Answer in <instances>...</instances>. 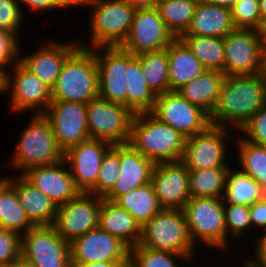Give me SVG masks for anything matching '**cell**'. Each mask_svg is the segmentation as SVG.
<instances>
[{
    "label": "cell",
    "instance_id": "8d00e7d4",
    "mask_svg": "<svg viewBox=\"0 0 266 267\" xmlns=\"http://www.w3.org/2000/svg\"><path fill=\"white\" fill-rule=\"evenodd\" d=\"M235 138L240 164L238 168L254 178L266 192V147L246 141L241 135Z\"/></svg>",
    "mask_w": 266,
    "mask_h": 267
},
{
    "label": "cell",
    "instance_id": "816d5d0a",
    "mask_svg": "<svg viewBox=\"0 0 266 267\" xmlns=\"http://www.w3.org/2000/svg\"><path fill=\"white\" fill-rule=\"evenodd\" d=\"M201 1L231 9L233 4L237 0H201Z\"/></svg>",
    "mask_w": 266,
    "mask_h": 267
},
{
    "label": "cell",
    "instance_id": "4dcf8cb0",
    "mask_svg": "<svg viewBox=\"0 0 266 267\" xmlns=\"http://www.w3.org/2000/svg\"><path fill=\"white\" fill-rule=\"evenodd\" d=\"M266 192L254 178L238 168L230 167L226 176L224 203L251 206L261 200Z\"/></svg>",
    "mask_w": 266,
    "mask_h": 267
},
{
    "label": "cell",
    "instance_id": "5b68a950",
    "mask_svg": "<svg viewBox=\"0 0 266 267\" xmlns=\"http://www.w3.org/2000/svg\"><path fill=\"white\" fill-rule=\"evenodd\" d=\"M20 137L9 159L10 167L21 172L18 174L31 167L51 165L64 159V152L44 114H34Z\"/></svg>",
    "mask_w": 266,
    "mask_h": 267
},
{
    "label": "cell",
    "instance_id": "1f68e13d",
    "mask_svg": "<svg viewBox=\"0 0 266 267\" xmlns=\"http://www.w3.org/2000/svg\"><path fill=\"white\" fill-rule=\"evenodd\" d=\"M202 63L206 70H218L225 75V48L223 38L200 35L179 37Z\"/></svg>",
    "mask_w": 266,
    "mask_h": 267
},
{
    "label": "cell",
    "instance_id": "5bb4252c",
    "mask_svg": "<svg viewBox=\"0 0 266 267\" xmlns=\"http://www.w3.org/2000/svg\"><path fill=\"white\" fill-rule=\"evenodd\" d=\"M101 197L81 192L67 203L57 206L53 226L68 243L98 226Z\"/></svg>",
    "mask_w": 266,
    "mask_h": 267
},
{
    "label": "cell",
    "instance_id": "7a4b0ae2",
    "mask_svg": "<svg viewBox=\"0 0 266 267\" xmlns=\"http://www.w3.org/2000/svg\"><path fill=\"white\" fill-rule=\"evenodd\" d=\"M91 8L89 46L79 43V46L95 48L101 46H121L127 39L136 9L125 0H76V7ZM85 44V45H84Z\"/></svg>",
    "mask_w": 266,
    "mask_h": 267
},
{
    "label": "cell",
    "instance_id": "bcb514c9",
    "mask_svg": "<svg viewBox=\"0 0 266 267\" xmlns=\"http://www.w3.org/2000/svg\"><path fill=\"white\" fill-rule=\"evenodd\" d=\"M18 5L21 3L26 5V9L31 12H47L54 9H64L68 7H76V0H17ZM21 2V3H20Z\"/></svg>",
    "mask_w": 266,
    "mask_h": 267
},
{
    "label": "cell",
    "instance_id": "836d02e7",
    "mask_svg": "<svg viewBox=\"0 0 266 267\" xmlns=\"http://www.w3.org/2000/svg\"><path fill=\"white\" fill-rule=\"evenodd\" d=\"M33 226L20 204L15 188L8 183L0 193V228L22 235Z\"/></svg>",
    "mask_w": 266,
    "mask_h": 267
},
{
    "label": "cell",
    "instance_id": "60d3db41",
    "mask_svg": "<svg viewBox=\"0 0 266 267\" xmlns=\"http://www.w3.org/2000/svg\"><path fill=\"white\" fill-rule=\"evenodd\" d=\"M232 20L235 28H261L259 0H237L231 8Z\"/></svg>",
    "mask_w": 266,
    "mask_h": 267
},
{
    "label": "cell",
    "instance_id": "7c38bea8",
    "mask_svg": "<svg viewBox=\"0 0 266 267\" xmlns=\"http://www.w3.org/2000/svg\"><path fill=\"white\" fill-rule=\"evenodd\" d=\"M21 256L36 267H67L70 243L53 225L33 226L21 235Z\"/></svg>",
    "mask_w": 266,
    "mask_h": 267
},
{
    "label": "cell",
    "instance_id": "9f6ffc18",
    "mask_svg": "<svg viewBox=\"0 0 266 267\" xmlns=\"http://www.w3.org/2000/svg\"><path fill=\"white\" fill-rule=\"evenodd\" d=\"M9 183V177L5 175V177L3 176L2 178L0 177V193L1 190Z\"/></svg>",
    "mask_w": 266,
    "mask_h": 267
},
{
    "label": "cell",
    "instance_id": "f6af8a7d",
    "mask_svg": "<svg viewBox=\"0 0 266 267\" xmlns=\"http://www.w3.org/2000/svg\"><path fill=\"white\" fill-rule=\"evenodd\" d=\"M21 256V235L0 228V265H11Z\"/></svg>",
    "mask_w": 266,
    "mask_h": 267
},
{
    "label": "cell",
    "instance_id": "2e32d148",
    "mask_svg": "<svg viewBox=\"0 0 266 267\" xmlns=\"http://www.w3.org/2000/svg\"><path fill=\"white\" fill-rule=\"evenodd\" d=\"M97 61L99 97L127 107V51L121 46L94 48Z\"/></svg>",
    "mask_w": 266,
    "mask_h": 267
},
{
    "label": "cell",
    "instance_id": "52a82bcc",
    "mask_svg": "<svg viewBox=\"0 0 266 267\" xmlns=\"http://www.w3.org/2000/svg\"><path fill=\"white\" fill-rule=\"evenodd\" d=\"M139 244L155 250L168 251L195 258L196 247L189 235L182 209H162L142 227Z\"/></svg>",
    "mask_w": 266,
    "mask_h": 267
},
{
    "label": "cell",
    "instance_id": "7402d4cb",
    "mask_svg": "<svg viewBox=\"0 0 266 267\" xmlns=\"http://www.w3.org/2000/svg\"><path fill=\"white\" fill-rule=\"evenodd\" d=\"M66 42L45 40L39 50L29 55L19 52V62L52 89L66 58L79 46V42L74 43L73 40Z\"/></svg>",
    "mask_w": 266,
    "mask_h": 267
},
{
    "label": "cell",
    "instance_id": "ba28073f",
    "mask_svg": "<svg viewBox=\"0 0 266 267\" xmlns=\"http://www.w3.org/2000/svg\"><path fill=\"white\" fill-rule=\"evenodd\" d=\"M90 138L114 144L128 143L135 113L124 104L97 97L86 104Z\"/></svg>",
    "mask_w": 266,
    "mask_h": 267
},
{
    "label": "cell",
    "instance_id": "ab89813d",
    "mask_svg": "<svg viewBox=\"0 0 266 267\" xmlns=\"http://www.w3.org/2000/svg\"><path fill=\"white\" fill-rule=\"evenodd\" d=\"M224 214L228 249L229 245L232 246L231 239H238L237 241H239L245 234L247 237L248 230L252 229V225L249 217V206L224 203Z\"/></svg>",
    "mask_w": 266,
    "mask_h": 267
},
{
    "label": "cell",
    "instance_id": "d4e9b609",
    "mask_svg": "<svg viewBox=\"0 0 266 267\" xmlns=\"http://www.w3.org/2000/svg\"><path fill=\"white\" fill-rule=\"evenodd\" d=\"M234 29L231 9L199 0L191 24L182 35L223 38Z\"/></svg>",
    "mask_w": 266,
    "mask_h": 267
},
{
    "label": "cell",
    "instance_id": "db71d44e",
    "mask_svg": "<svg viewBox=\"0 0 266 267\" xmlns=\"http://www.w3.org/2000/svg\"><path fill=\"white\" fill-rule=\"evenodd\" d=\"M261 26L266 22V0H259Z\"/></svg>",
    "mask_w": 266,
    "mask_h": 267
},
{
    "label": "cell",
    "instance_id": "6da1fadb",
    "mask_svg": "<svg viewBox=\"0 0 266 267\" xmlns=\"http://www.w3.org/2000/svg\"><path fill=\"white\" fill-rule=\"evenodd\" d=\"M265 103V73L225 76L210 123L239 132Z\"/></svg>",
    "mask_w": 266,
    "mask_h": 267
},
{
    "label": "cell",
    "instance_id": "7dc6e473",
    "mask_svg": "<svg viewBox=\"0 0 266 267\" xmlns=\"http://www.w3.org/2000/svg\"><path fill=\"white\" fill-rule=\"evenodd\" d=\"M249 217L254 231H266V195L253 205L249 206ZM258 229V230H256Z\"/></svg>",
    "mask_w": 266,
    "mask_h": 267
},
{
    "label": "cell",
    "instance_id": "4fadbf2b",
    "mask_svg": "<svg viewBox=\"0 0 266 267\" xmlns=\"http://www.w3.org/2000/svg\"><path fill=\"white\" fill-rule=\"evenodd\" d=\"M150 113L186 138L204 131L211 124L209 115L205 111L176 91L156 95Z\"/></svg>",
    "mask_w": 266,
    "mask_h": 267
},
{
    "label": "cell",
    "instance_id": "680465c9",
    "mask_svg": "<svg viewBox=\"0 0 266 267\" xmlns=\"http://www.w3.org/2000/svg\"><path fill=\"white\" fill-rule=\"evenodd\" d=\"M119 267H133V265L130 262H128V263L121 265Z\"/></svg>",
    "mask_w": 266,
    "mask_h": 267
},
{
    "label": "cell",
    "instance_id": "ffe728a7",
    "mask_svg": "<svg viewBox=\"0 0 266 267\" xmlns=\"http://www.w3.org/2000/svg\"><path fill=\"white\" fill-rule=\"evenodd\" d=\"M71 259L81 263L129 261L130 248L99 226L70 243Z\"/></svg>",
    "mask_w": 266,
    "mask_h": 267
},
{
    "label": "cell",
    "instance_id": "44dd1931",
    "mask_svg": "<svg viewBox=\"0 0 266 267\" xmlns=\"http://www.w3.org/2000/svg\"><path fill=\"white\" fill-rule=\"evenodd\" d=\"M21 175L49 197L56 206L67 203L81 193L65 159L51 165L31 167Z\"/></svg>",
    "mask_w": 266,
    "mask_h": 267
},
{
    "label": "cell",
    "instance_id": "74e56055",
    "mask_svg": "<svg viewBox=\"0 0 266 267\" xmlns=\"http://www.w3.org/2000/svg\"><path fill=\"white\" fill-rule=\"evenodd\" d=\"M193 259L188 255L155 250L140 244L130 248L129 256V262L133 267H181L177 260L190 263Z\"/></svg>",
    "mask_w": 266,
    "mask_h": 267
},
{
    "label": "cell",
    "instance_id": "681fc988",
    "mask_svg": "<svg viewBox=\"0 0 266 267\" xmlns=\"http://www.w3.org/2000/svg\"><path fill=\"white\" fill-rule=\"evenodd\" d=\"M129 261H99L93 263L76 262L70 258L67 267H119Z\"/></svg>",
    "mask_w": 266,
    "mask_h": 267
},
{
    "label": "cell",
    "instance_id": "e575fe53",
    "mask_svg": "<svg viewBox=\"0 0 266 267\" xmlns=\"http://www.w3.org/2000/svg\"><path fill=\"white\" fill-rule=\"evenodd\" d=\"M140 59L145 81L155 95L169 92V62L167 48L141 53Z\"/></svg>",
    "mask_w": 266,
    "mask_h": 267
},
{
    "label": "cell",
    "instance_id": "f907efd6",
    "mask_svg": "<svg viewBox=\"0 0 266 267\" xmlns=\"http://www.w3.org/2000/svg\"><path fill=\"white\" fill-rule=\"evenodd\" d=\"M135 9L153 8L157 6L159 0H125Z\"/></svg>",
    "mask_w": 266,
    "mask_h": 267
},
{
    "label": "cell",
    "instance_id": "f546056e",
    "mask_svg": "<svg viewBox=\"0 0 266 267\" xmlns=\"http://www.w3.org/2000/svg\"><path fill=\"white\" fill-rule=\"evenodd\" d=\"M114 203L128 211L141 227L163 209L151 182L119 196Z\"/></svg>",
    "mask_w": 266,
    "mask_h": 267
},
{
    "label": "cell",
    "instance_id": "11a10c76",
    "mask_svg": "<svg viewBox=\"0 0 266 267\" xmlns=\"http://www.w3.org/2000/svg\"><path fill=\"white\" fill-rule=\"evenodd\" d=\"M259 31H260V35H261V40L263 42V46L266 50V22L262 24Z\"/></svg>",
    "mask_w": 266,
    "mask_h": 267
},
{
    "label": "cell",
    "instance_id": "ac0fdd59",
    "mask_svg": "<svg viewBox=\"0 0 266 267\" xmlns=\"http://www.w3.org/2000/svg\"><path fill=\"white\" fill-rule=\"evenodd\" d=\"M112 144L95 138H89L70 147L64 153L76 187L88 193L97 182L101 162Z\"/></svg>",
    "mask_w": 266,
    "mask_h": 267
},
{
    "label": "cell",
    "instance_id": "277c9868",
    "mask_svg": "<svg viewBox=\"0 0 266 267\" xmlns=\"http://www.w3.org/2000/svg\"><path fill=\"white\" fill-rule=\"evenodd\" d=\"M186 137L150 112L135 113L129 143L155 163L182 159Z\"/></svg>",
    "mask_w": 266,
    "mask_h": 267
},
{
    "label": "cell",
    "instance_id": "83f0119b",
    "mask_svg": "<svg viewBox=\"0 0 266 267\" xmlns=\"http://www.w3.org/2000/svg\"><path fill=\"white\" fill-rule=\"evenodd\" d=\"M224 77L221 71L206 70L176 92L210 116L217 104Z\"/></svg>",
    "mask_w": 266,
    "mask_h": 267
},
{
    "label": "cell",
    "instance_id": "f35d334b",
    "mask_svg": "<svg viewBox=\"0 0 266 267\" xmlns=\"http://www.w3.org/2000/svg\"><path fill=\"white\" fill-rule=\"evenodd\" d=\"M120 172V144H114L104 155L96 185L88 192L104 198L116 185Z\"/></svg>",
    "mask_w": 266,
    "mask_h": 267
},
{
    "label": "cell",
    "instance_id": "7bdbcfd3",
    "mask_svg": "<svg viewBox=\"0 0 266 267\" xmlns=\"http://www.w3.org/2000/svg\"><path fill=\"white\" fill-rule=\"evenodd\" d=\"M22 6L17 0H0V29L13 33L16 37L24 22Z\"/></svg>",
    "mask_w": 266,
    "mask_h": 267
},
{
    "label": "cell",
    "instance_id": "d6986e66",
    "mask_svg": "<svg viewBox=\"0 0 266 267\" xmlns=\"http://www.w3.org/2000/svg\"><path fill=\"white\" fill-rule=\"evenodd\" d=\"M151 183L163 209H183L191 198L188 169L181 160L156 163Z\"/></svg>",
    "mask_w": 266,
    "mask_h": 267
},
{
    "label": "cell",
    "instance_id": "f5cc1de1",
    "mask_svg": "<svg viewBox=\"0 0 266 267\" xmlns=\"http://www.w3.org/2000/svg\"><path fill=\"white\" fill-rule=\"evenodd\" d=\"M12 267H36L33 263L25 260L20 256L15 262L12 263Z\"/></svg>",
    "mask_w": 266,
    "mask_h": 267
},
{
    "label": "cell",
    "instance_id": "3957f363",
    "mask_svg": "<svg viewBox=\"0 0 266 267\" xmlns=\"http://www.w3.org/2000/svg\"><path fill=\"white\" fill-rule=\"evenodd\" d=\"M99 97V80L94 48L78 46L65 60L55 86L52 101L87 104Z\"/></svg>",
    "mask_w": 266,
    "mask_h": 267
},
{
    "label": "cell",
    "instance_id": "f1b7e54d",
    "mask_svg": "<svg viewBox=\"0 0 266 267\" xmlns=\"http://www.w3.org/2000/svg\"><path fill=\"white\" fill-rule=\"evenodd\" d=\"M127 107L134 113L150 112L155 104L156 95L148 87L140 59L127 51Z\"/></svg>",
    "mask_w": 266,
    "mask_h": 267
},
{
    "label": "cell",
    "instance_id": "8992f818",
    "mask_svg": "<svg viewBox=\"0 0 266 267\" xmlns=\"http://www.w3.org/2000/svg\"><path fill=\"white\" fill-rule=\"evenodd\" d=\"M184 211L188 232L193 244L203 243L219 251L227 250L224 202L222 198L191 197Z\"/></svg>",
    "mask_w": 266,
    "mask_h": 267
},
{
    "label": "cell",
    "instance_id": "8fae6325",
    "mask_svg": "<svg viewBox=\"0 0 266 267\" xmlns=\"http://www.w3.org/2000/svg\"><path fill=\"white\" fill-rule=\"evenodd\" d=\"M230 131L229 128L210 124L204 131L187 137L181 161L188 170L231 167L227 162Z\"/></svg>",
    "mask_w": 266,
    "mask_h": 267
},
{
    "label": "cell",
    "instance_id": "d6a6232c",
    "mask_svg": "<svg viewBox=\"0 0 266 267\" xmlns=\"http://www.w3.org/2000/svg\"><path fill=\"white\" fill-rule=\"evenodd\" d=\"M199 0H159L156 8L165 26L175 38L185 33L191 24Z\"/></svg>",
    "mask_w": 266,
    "mask_h": 267
},
{
    "label": "cell",
    "instance_id": "9a60e30c",
    "mask_svg": "<svg viewBox=\"0 0 266 267\" xmlns=\"http://www.w3.org/2000/svg\"><path fill=\"white\" fill-rule=\"evenodd\" d=\"M174 39L156 7L136 9L130 33L121 47L137 56L166 49Z\"/></svg>",
    "mask_w": 266,
    "mask_h": 267
},
{
    "label": "cell",
    "instance_id": "4316f807",
    "mask_svg": "<svg viewBox=\"0 0 266 267\" xmlns=\"http://www.w3.org/2000/svg\"><path fill=\"white\" fill-rule=\"evenodd\" d=\"M169 62V91H177L206 71L202 63L180 38L167 47Z\"/></svg>",
    "mask_w": 266,
    "mask_h": 267
},
{
    "label": "cell",
    "instance_id": "cb8c5ba5",
    "mask_svg": "<svg viewBox=\"0 0 266 267\" xmlns=\"http://www.w3.org/2000/svg\"><path fill=\"white\" fill-rule=\"evenodd\" d=\"M9 177L27 218L34 226L53 225L57 206L42 191L30 184L21 174Z\"/></svg>",
    "mask_w": 266,
    "mask_h": 267
},
{
    "label": "cell",
    "instance_id": "603a6c76",
    "mask_svg": "<svg viewBox=\"0 0 266 267\" xmlns=\"http://www.w3.org/2000/svg\"><path fill=\"white\" fill-rule=\"evenodd\" d=\"M155 162L143 156L129 142L120 144V172L114 188L104 197L114 202L119 196L151 182Z\"/></svg>",
    "mask_w": 266,
    "mask_h": 267
},
{
    "label": "cell",
    "instance_id": "ee69618b",
    "mask_svg": "<svg viewBox=\"0 0 266 267\" xmlns=\"http://www.w3.org/2000/svg\"><path fill=\"white\" fill-rule=\"evenodd\" d=\"M240 132L246 141L266 147V103L240 129Z\"/></svg>",
    "mask_w": 266,
    "mask_h": 267
},
{
    "label": "cell",
    "instance_id": "91938a15",
    "mask_svg": "<svg viewBox=\"0 0 266 267\" xmlns=\"http://www.w3.org/2000/svg\"><path fill=\"white\" fill-rule=\"evenodd\" d=\"M264 73L266 75V50H265V69H264Z\"/></svg>",
    "mask_w": 266,
    "mask_h": 267
},
{
    "label": "cell",
    "instance_id": "c3c4849f",
    "mask_svg": "<svg viewBox=\"0 0 266 267\" xmlns=\"http://www.w3.org/2000/svg\"><path fill=\"white\" fill-rule=\"evenodd\" d=\"M253 257L245 258V264L249 267H266V231L258 233ZM256 256V257H255ZM249 259V260H248Z\"/></svg>",
    "mask_w": 266,
    "mask_h": 267
},
{
    "label": "cell",
    "instance_id": "6f0895ef",
    "mask_svg": "<svg viewBox=\"0 0 266 267\" xmlns=\"http://www.w3.org/2000/svg\"><path fill=\"white\" fill-rule=\"evenodd\" d=\"M3 83H4V76L0 73V94H3Z\"/></svg>",
    "mask_w": 266,
    "mask_h": 267
},
{
    "label": "cell",
    "instance_id": "e0dca14e",
    "mask_svg": "<svg viewBox=\"0 0 266 267\" xmlns=\"http://www.w3.org/2000/svg\"><path fill=\"white\" fill-rule=\"evenodd\" d=\"M86 113V104L71 101H52L43 113L64 153L90 138Z\"/></svg>",
    "mask_w": 266,
    "mask_h": 267
},
{
    "label": "cell",
    "instance_id": "d590c367",
    "mask_svg": "<svg viewBox=\"0 0 266 267\" xmlns=\"http://www.w3.org/2000/svg\"><path fill=\"white\" fill-rule=\"evenodd\" d=\"M229 168L188 170L191 197L223 198Z\"/></svg>",
    "mask_w": 266,
    "mask_h": 267
},
{
    "label": "cell",
    "instance_id": "484cf974",
    "mask_svg": "<svg viewBox=\"0 0 266 267\" xmlns=\"http://www.w3.org/2000/svg\"><path fill=\"white\" fill-rule=\"evenodd\" d=\"M98 226L119 238L129 248L139 244L142 236V227L128 211L102 197Z\"/></svg>",
    "mask_w": 266,
    "mask_h": 267
},
{
    "label": "cell",
    "instance_id": "30bf717a",
    "mask_svg": "<svg viewBox=\"0 0 266 267\" xmlns=\"http://www.w3.org/2000/svg\"><path fill=\"white\" fill-rule=\"evenodd\" d=\"M3 91L10 92L9 109L17 114H43L52 102V89L19 61L4 75Z\"/></svg>",
    "mask_w": 266,
    "mask_h": 267
},
{
    "label": "cell",
    "instance_id": "94428289",
    "mask_svg": "<svg viewBox=\"0 0 266 267\" xmlns=\"http://www.w3.org/2000/svg\"><path fill=\"white\" fill-rule=\"evenodd\" d=\"M0 267H12V264L11 265H0Z\"/></svg>",
    "mask_w": 266,
    "mask_h": 267
},
{
    "label": "cell",
    "instance_id": "b9f144b4",
    "mask_svg": "<svg viewBox=\"0 0 266 267\" xmlns=\"http://www.w3.org/2000/svg\"><path fill=\"white\" fill-rule=\"evenodd\" d=\"M19 36L0 29V73L4 76L9 68L19 61L20 42Z\"/></svg>",
    "mask_w": 266,
    "mask_h": 267
},
{
    "label": "cell",
    "instance_id": "9c48e42d",
    "mask_svg": "<svg viewBox=\"0 0 266 267\" xmlns=\"http://www.w3.org/2000/svg\"><path fill=\"white\" fill-rule=\"evenodd\" d=\"M223 42L225 76L264 73L265 48L259 30L235 28Z\"/></svg>",
    "mask_w": 266,
    "mask_h": 267
}]
</instances>
